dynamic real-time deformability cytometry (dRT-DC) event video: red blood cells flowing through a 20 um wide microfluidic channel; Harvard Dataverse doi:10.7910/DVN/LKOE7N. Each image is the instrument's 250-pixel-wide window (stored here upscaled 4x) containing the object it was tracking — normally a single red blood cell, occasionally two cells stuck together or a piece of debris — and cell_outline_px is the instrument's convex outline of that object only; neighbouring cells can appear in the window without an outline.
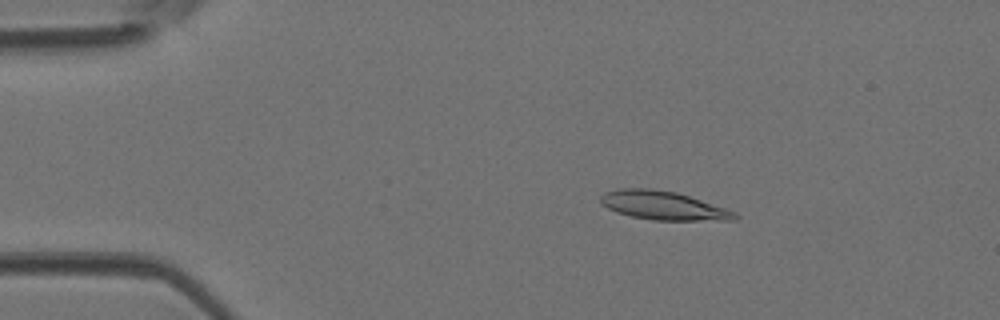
{"species": "Egyptian fruit bat (a non-hibernating species)", "species_latin": "Rousettus aegyptiacus", "temperature_condition": "room temperature", "stored_images_in_passage": 44, "camera_frame_rate_fps": 3000, "um_per_image_px": 0.085, "animal": {"sex": "female"}, "frame": {"image": 1, "passage_image": 7, "time_ms": 2.0, "image_size_px": [1000, 320], "cell_outline_px": [[740, 216], [736, 220], [652, 220], [632, 216], [616, 212], [600, 204], [600, 196], [604, 192], [616, 188], [652, 188], [676, 192], [736, 212]], "centroid_in_image_um": [56.33, 17.46], "position_along_channel_um": 28.7, "area_um2": 22.43}}
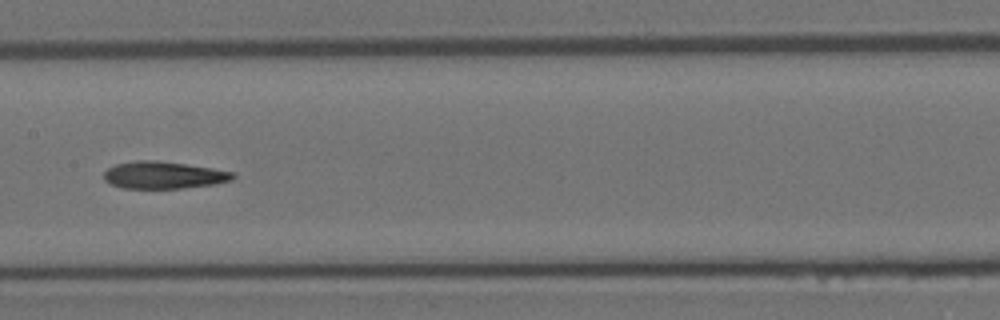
{"frame": {"image": 2, "passage_image": 22, "time_ms": 7.0, "image_size_px": [1000, 320], "cell_outline_px": [[236, 176], [232, 180], [216, 184], [184, 188], [124, 188], [112, 184], [104, 180], [104, 172], [108, 168], [116, 164], [136, 160], [156, 160], [212, 168], [236, 172]], "centroid_in_image_um": [13.94, 14.88], "position_along_channel_um": 193.5, "area_um2": 20.46}}
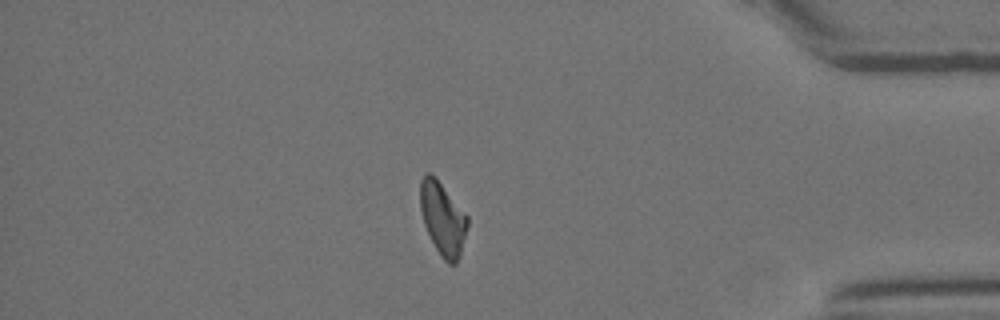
{"frame": {"image": 3, "passage_image": 38, "time_ms": 12.333, "image_size_px": [1000, 320], "cell_outline_px": [[468, 224], [460, 256], [456, 264], [448, 264], [440, 256], [424, 224], [420, 208], [420, 180], [424, 172], [428, 172], [440, 184], [468, 216]], "centroid_in_image_um": [37.63, 18.62], "position_along_channel_um": 397.6, "area_um2": 19.71}}